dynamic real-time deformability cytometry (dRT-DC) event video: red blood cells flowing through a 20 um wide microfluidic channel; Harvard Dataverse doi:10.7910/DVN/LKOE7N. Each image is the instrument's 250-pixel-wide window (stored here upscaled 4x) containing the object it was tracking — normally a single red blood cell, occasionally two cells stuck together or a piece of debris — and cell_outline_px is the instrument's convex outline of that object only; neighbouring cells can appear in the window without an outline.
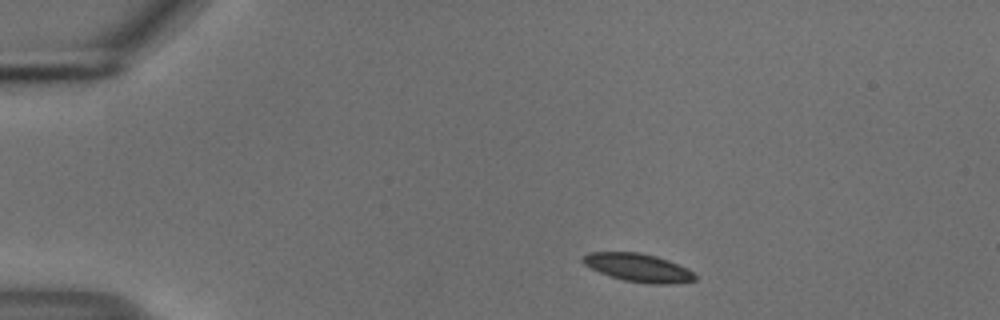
{"species": "common noctule bat (a hibernating species)", "species_latin": "Nyctalus noctula", "temperature_condition": "cold", "stored_images_in_passage": 45, "camera_frame_rate_fps": 3000, "um_per_image_px": 0.085, "animal": {"sex": "male", "body_mass_g": 18.8}, "frame": {"image": 1, "passage_image": 1, "time_ms": 0.0, "image_size_px": [1000, 320], "cell_outline_px": [[696, 280], [668, 284], [652, 284], [624, 280], [600, 272], [584, 264], [580, 260], [580, 256], [588, 252], [636, 252], [656, 256], [668, 260], [688, 268], [696, 276]], "centroid_in_image_um": [54.23, 22.74], "position_along_channel_um": 30.8, "area_um2": 18.32}}
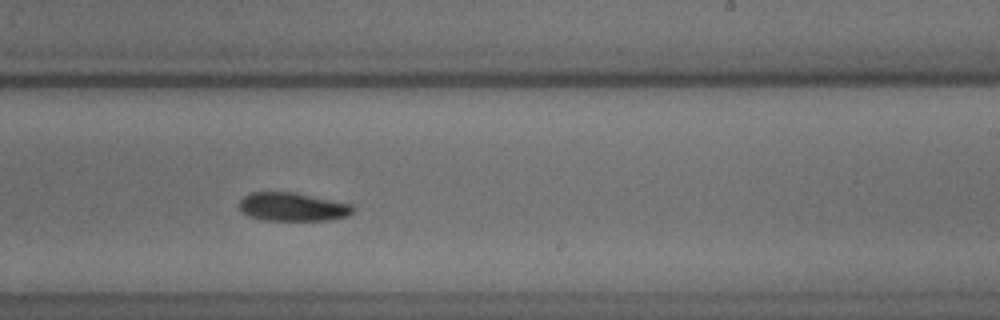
{"frame": {"image": 2, "passage_image": 25, "time_ms": 8.0, "image_size_px": [1000, 320], "cell_outline_px": [[356, 208], [348, 216], [328, 220], [264, 220], [248, 216], [240, 208], [240, 200], [248, 192], [292, 192], [352, 204]], "centroid_in_image_um": [24.88, 17.58], "position_along_channel_um": 264.1, "area_um2": 18.79}}
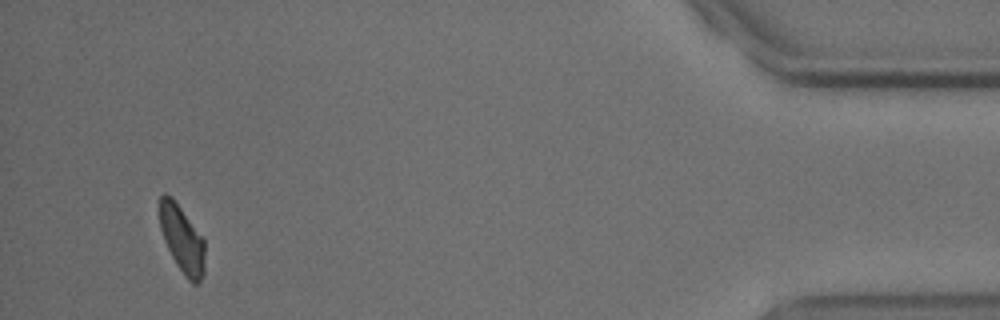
{"frame": {"image": 3, "passage_image": 43, "time_ms": 14.0, "image_size_px": [1000, 320], "cell_outline_px": [[204, 276], [196, 284], [192, 284], [188, 280], [176, 264], [164, 240], [160, 228], [160, 196], [164, 192], [172, 196], [204, 240]], "centroid_in_image_um": [15.47, 20.34], "position_along_channel_um": 419.7, "area_um2": 17.51}, "authors_computed_cell_mechanics": {"area_um2": 19.074, "velocity_mm_per_s": 3.6969, "shape_relaxation_time_tau1_ms": 2.7681, "shape_relaxation_time_tau2_ms": null, "deformation_change_tau1": 0.0968, "deformation_change_tau2": null}}